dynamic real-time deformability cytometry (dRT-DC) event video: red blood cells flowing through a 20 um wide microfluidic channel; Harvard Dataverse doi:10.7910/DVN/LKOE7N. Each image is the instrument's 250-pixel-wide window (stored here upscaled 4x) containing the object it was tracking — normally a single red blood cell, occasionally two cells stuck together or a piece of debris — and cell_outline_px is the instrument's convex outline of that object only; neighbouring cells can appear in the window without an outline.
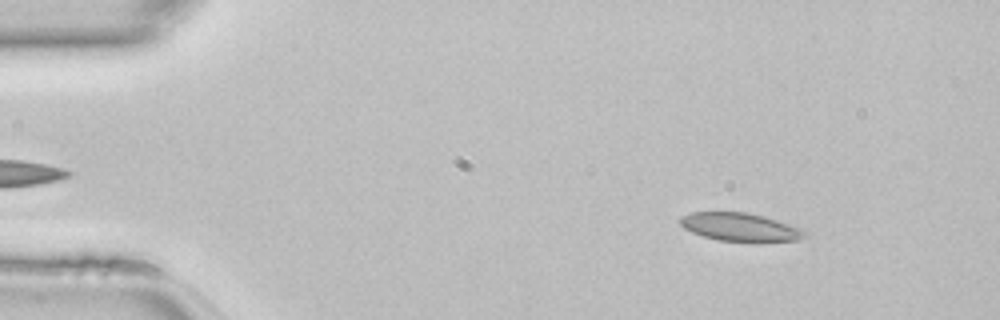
{"species": "common noctule bat (a hibernating species)", "species_latin": "Nyctalus noctula", "temperature_condition": "room temperature", "stored_images_in_passage": 46, "camera_frame_rate_fps": 3000, "um_per_image_px": 0.085, "animal": {"sex": "female", "body_mass_g": 22.7, "forearm_length_mm": 54.2}, "frame": {"image": 1, "passage_image": 5, "time_ms": 1.333, "image_size_px": [1000, 320], "cell_outline_px": [[812, 232], [808, 236], [800, 240], [716, 240], [692, 232], [684, 228], [680, 224], [680, 216], [692, 212], [748, 212], [764, 216], [804, 228]], "centroid_in_image_um": [62.97, 19.27], "position_along_channel_um": 22.0, "area_um2": 20.4}}
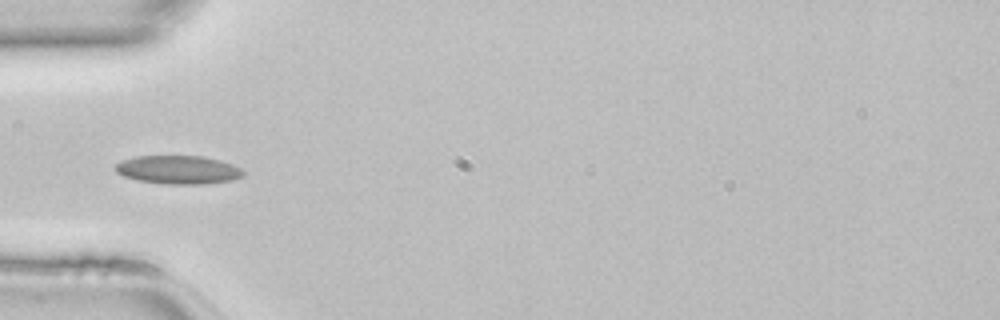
{"frame": {"image": 2, "passage_image": 14, "time_ms": 4.333, "image_size_px": [1000, 320], "cell_outline_px": [[244, 176], [232, 180], [204, 184], [164, 184], [136, 180], [124, 176], [116, 172], [116, 164], [120, 160], [136, 156], [200, 156], [220, 160], [232, 164], [240, 168], [244, 172]], "centroid_in_image_um": [15.14, 14.43], "position_along_channel_um": 69.9, "area_um2": 21.27}}
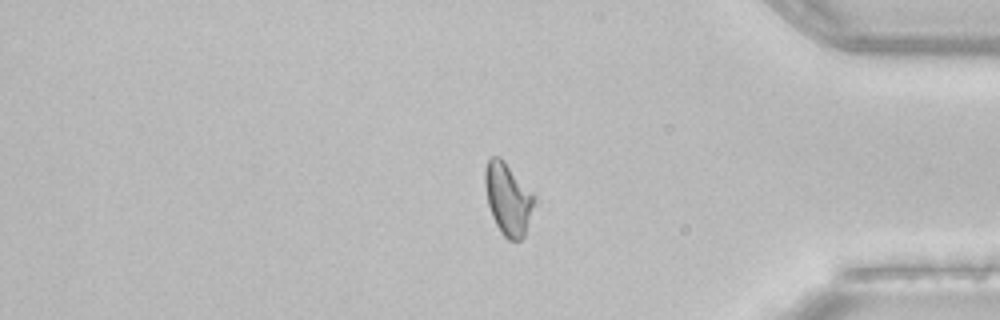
{"frame": {"image": 3, "passage_image": 38, "time_ms": 12.333, "image_size_px": [1000, 320], "cell_outline_px": [[532, 204], [524, 236], [520, 240], [508, 240], [500, 232], [492, 216], [488, 204], [484, 184], [484, 172], [488, 160], [492, 156], [500, 156], [504, 160], [532, 192]], "centroid_in_image_um": [43.12, 16.88], "position_along_channel_um": 392.1, "area_um2": 20.11}}